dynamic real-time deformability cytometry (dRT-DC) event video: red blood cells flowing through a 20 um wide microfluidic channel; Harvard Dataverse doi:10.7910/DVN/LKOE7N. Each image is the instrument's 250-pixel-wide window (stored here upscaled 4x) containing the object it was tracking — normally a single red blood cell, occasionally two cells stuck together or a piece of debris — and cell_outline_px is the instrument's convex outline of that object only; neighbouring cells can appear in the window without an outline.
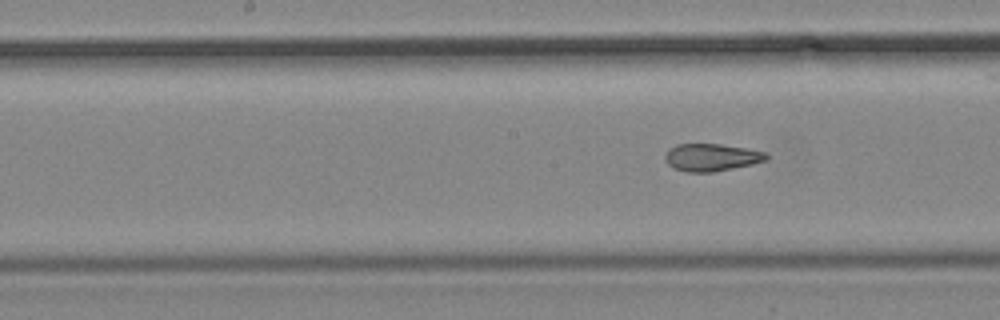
{"species": "common noctule bat (a hibernating species)", "species_latin": "Nyctalus noctula", "temperature_condition": "cold", "stored_images_in_passage": 7, "segment_of_instrument_passage": [2, 2], "camera_frame_rate_fps": 3000, "um_per_image_px": 0.085, "animal": {"sex": "male", "body_mass_g": 19.2, "forearm_length_mm": 51.8}, "frame": {"image": 1, "passage_image": 7, "time_ms": 7.0, "image_size_px": [1000, 320], "cell_outline_px": [[768, 160], [752, 164], [712, 172], [688, 172], [672, 168], [664, 160], [664, 156], [668, 148], [676, 144], [720, 144], [744, 148], [764, 152], [768, 156]], "centroid_in_image_um": [60.42, 13.37], "position_along_channel_um": 187.8, "area_um2": 16.18}}